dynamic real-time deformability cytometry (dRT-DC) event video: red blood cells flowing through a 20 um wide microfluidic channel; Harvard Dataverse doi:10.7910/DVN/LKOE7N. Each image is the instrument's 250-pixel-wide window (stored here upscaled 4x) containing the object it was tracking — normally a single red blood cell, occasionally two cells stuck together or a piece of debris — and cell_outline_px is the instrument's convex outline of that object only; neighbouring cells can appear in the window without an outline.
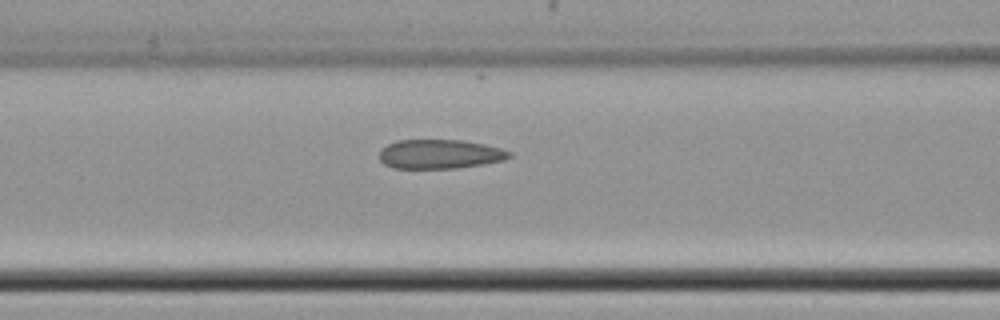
{"species": "common noctule bat (a hibernating species)", "species_latin": "Nyctalus noctula", "temperature_condition": "cold", "stored_images_in_passage": 8, "segment_of_instrument_passage": [1, 2], "camera_frame_rate_fps": 3000, "um_per_image_px": 0.085, "animal": {"sex": "female", "body_mass_g": 22.7, "forearm_length_mm": 54.2}, "frame": {"image": 1, "passage_image": 7, "time_ms": 8.0, "image_size_px": [1000, 320], "cell_outline_px": [[512, 156], [504, 160], [484, 164], [456, 168], [392, 168], [384, 164], [380, 160], [380, 148], [396, 140], [464, 140], [484, 144], [500, 148], [512, 152]], "centroid_in_image_um": [37.38, 13.09], "position_along_channel_um": 129.2, "area_um2": 22.25}}